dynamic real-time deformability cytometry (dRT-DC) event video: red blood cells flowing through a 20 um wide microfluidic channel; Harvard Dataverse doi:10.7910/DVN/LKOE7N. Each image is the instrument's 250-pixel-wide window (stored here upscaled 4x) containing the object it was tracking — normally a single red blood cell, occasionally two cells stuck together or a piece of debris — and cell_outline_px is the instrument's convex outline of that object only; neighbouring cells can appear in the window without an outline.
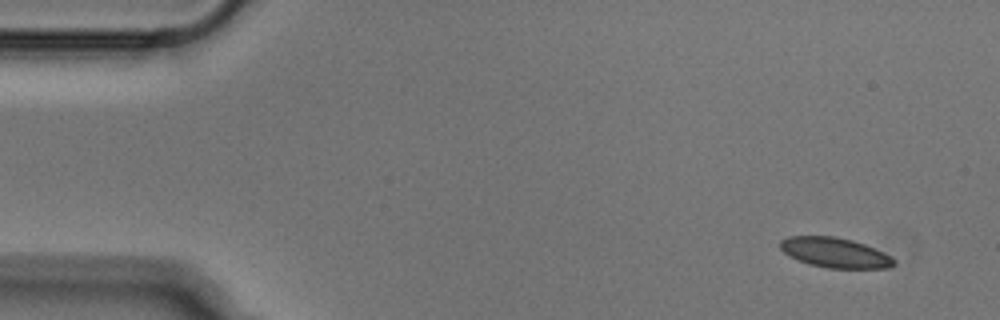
{"species": "Egyptian fruit bat (a non-hibernating species)", "species_latin": "Rousettus aegyptiacus", "temperature_condition": "cold", "stored_images_in_passage": 49, "camera_frame_rate_fps": 3000, "um_per_image_px": 0.085, "animal": {"sex": "male"}, "frame": {"image": 1, "passage_image": 1, "time_ms": 0.0, "image_size_px": [1000, 320], "cell_outline_px": [[896, 264], [888, 268], [828, 268], [808, 264], [784, 252], [780, 248], [780, 240], [788, 236], [836, 236], [852, 240], [864, 244], [892, 256], [896, 260]], "centroid_in_image_um": [71.0, 21.47], "position_along_channel_um": 14.0, "area_um2": 19.83}}
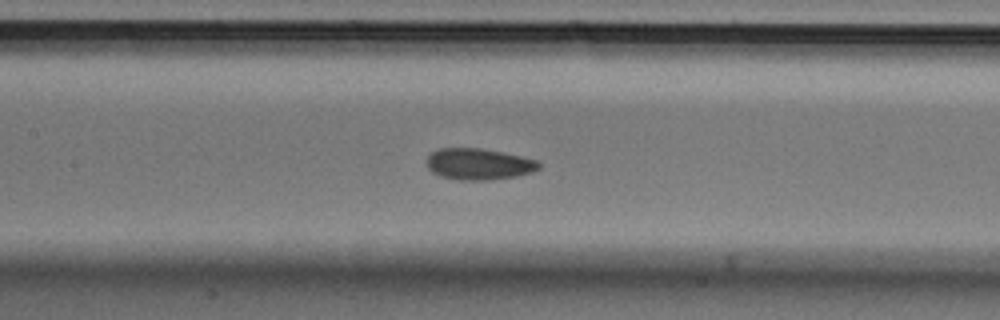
{"frame": {"image": 2, "passage_image": 21, "time_ms": 6.667, "image_size_px": [1000, 320], "cell_outline_px": [[540, 168], [532, 172], [516, 176], [492, 180], [456, 180], [440, 176], [432, 172], [428, 168], [428, 156], [436, 148], [480, 148], [504, 152], [540, 160]], "centroid_in_image_um": [40.72, 13.94], "position_along_channel_um": 166.7, "area_um2": 20.75}}
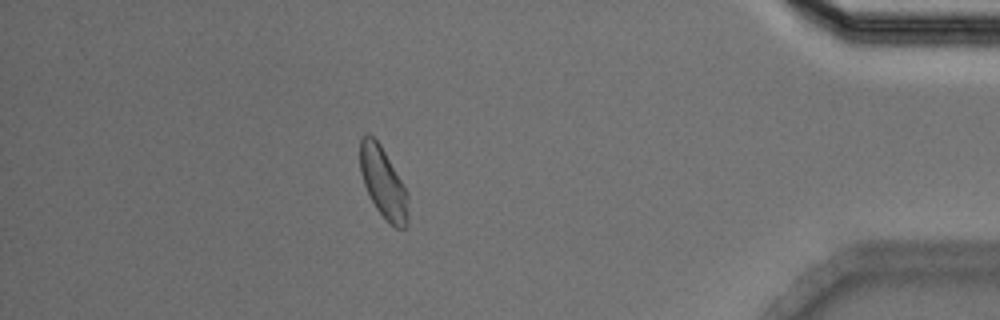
{"frame": {"image": 3, "passage_image": 43, "time_ms": 14.0, "image_size_px": [1000, 320], "cell_outline_px": [[408, 224], [404, 228], [396, 228], [376, 208], [364, 184], [360, 172], [360, 140], [368, 132], [380, 144], [400, 180], [408, 196]], "centroid_in_image_um": [32.56, 15.52], "position_along_channel_um": 402.6, "area_um2": 19.25}}